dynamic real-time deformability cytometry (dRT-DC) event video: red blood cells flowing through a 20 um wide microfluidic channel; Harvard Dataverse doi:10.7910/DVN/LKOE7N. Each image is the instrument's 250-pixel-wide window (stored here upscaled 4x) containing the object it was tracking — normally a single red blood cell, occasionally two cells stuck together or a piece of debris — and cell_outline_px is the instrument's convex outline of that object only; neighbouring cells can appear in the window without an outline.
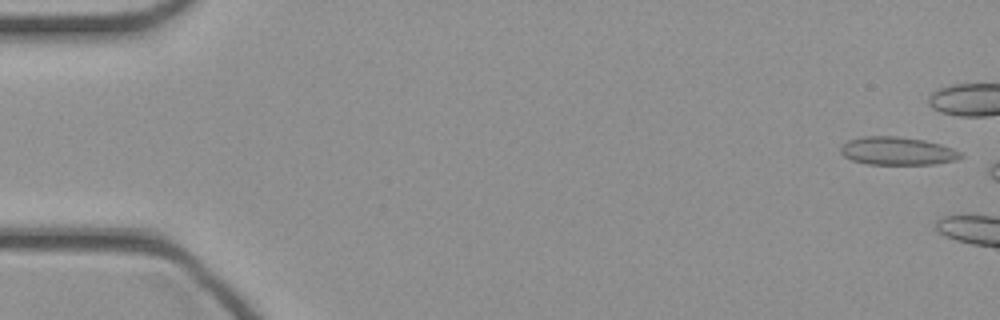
{"species": "common noctule bat (a hibernating species)", "species_latin": "Nyctalus noctula", "temperature_condition": "cold", "stored_images_in_passage": 6, "camera_frame_rate_fps": 3000, "um_per_image_px": 0.085, "animal": {"sex": "female", "body_mass_g": 21.9}, "frame": {"image": 1, "passage_image": 1, "time_ms": 0.0, "image_size_px": [1000, 320], "cell_outline_px": [[964, 156], [956, 160], [932, 164], [868, 164], [852, 160], [844, 156], [840, 152], [840, 148], [848, 140], [860, 136], [896, 136], [924, 140], [940, 144], [952, 148], [960, 152]], "centroid_in_image_um": [76.26, 12.83], "position_along_channel_um": 8.7, "area_um2": 19.59}}